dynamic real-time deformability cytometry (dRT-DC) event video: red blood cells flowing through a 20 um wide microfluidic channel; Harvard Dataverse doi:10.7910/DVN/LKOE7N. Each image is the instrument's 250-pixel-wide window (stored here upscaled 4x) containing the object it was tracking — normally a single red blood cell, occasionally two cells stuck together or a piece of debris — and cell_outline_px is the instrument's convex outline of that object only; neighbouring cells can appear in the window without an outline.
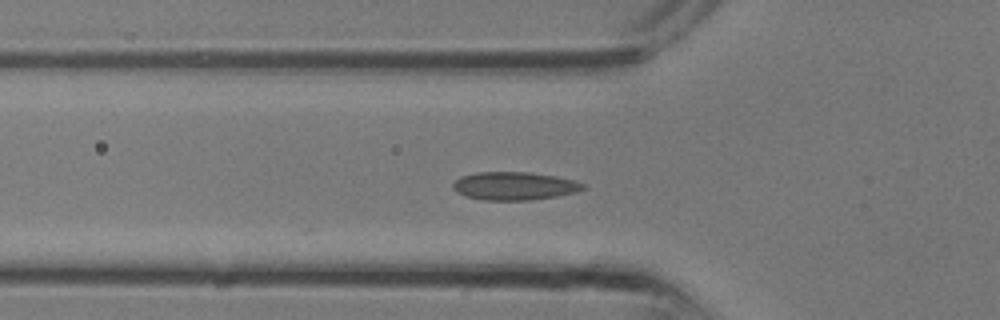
{"species": "common noctule bat (a hibernating species)", "species_latin": "Nyctalus noctula", "temperature_condition": "room temperature", "stored_images_in_passage": 15, "camera_frame_rate_fps": 3000, "um_per_image_px": 0.085, "animal": {"sex": "male", "body_mass_g": 13.3}, "frame": {"image": 1, "passage_image": 2, "time_ms": 0.333, "image_size_px": [1000, 320], "cell_outline_px": [[584, 188], [576, 192], [556, 196], [532, 200], [484, 200], [464, 196], [456, 192], [452, 188], [452, 184], [460, 176], [476, 172], [528, 172], [556, 176], [572, 180], [584, 184]], "centroid_in_image_um": [43.66, 15.81], "position_along_channel_um": 82.1, "area_um2": 21.33}}
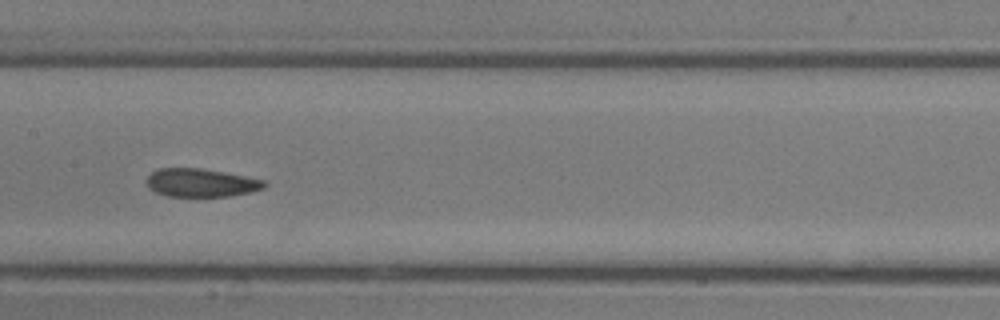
{"frame": {"image": 2, "passage_image": 7, "time_ms": 2.0, "image_size_px": [1000, 320], "cell_outline_px": [[268, 184], [264, 188], [248, 192], [228, 196], [168, 196], [156, 192], [148, 188], [144, 180], [152, 172], [160, 168], [200, 168], [244, 176], [264, 180]], "centroid_in_image_um": [17.04, 15.53], "position_along_channel_um": 190.4, "area_um2": 19.25}}
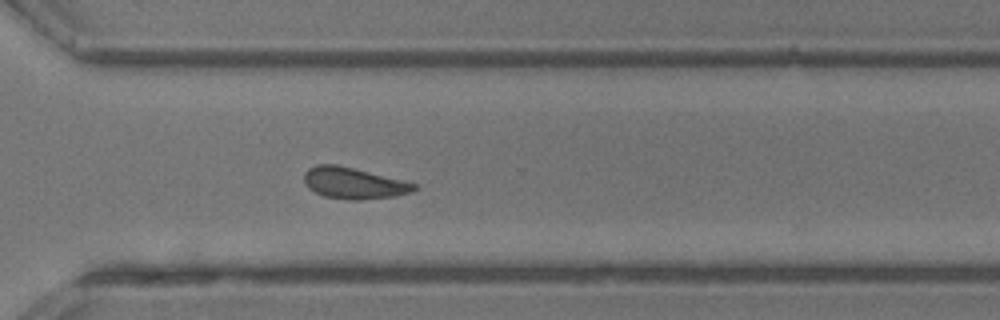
{"frame": {"image": 3, "passage_image": 14, "time_ms": 4.333, "image_size_px": [1000, 320], "cell_outline_px": [[416, 188], [408, 192], [396, 196], [356, 200], [348, 200], [324, 196], [308, 188], [304, 184], [304, 172], [308, 168], [316, 164], [336, 164], [416, 184]], "centroid_in_image_um": [29.97, 15.57], "position_along_channel_um": 340.6, "area_um2": 19.71}}